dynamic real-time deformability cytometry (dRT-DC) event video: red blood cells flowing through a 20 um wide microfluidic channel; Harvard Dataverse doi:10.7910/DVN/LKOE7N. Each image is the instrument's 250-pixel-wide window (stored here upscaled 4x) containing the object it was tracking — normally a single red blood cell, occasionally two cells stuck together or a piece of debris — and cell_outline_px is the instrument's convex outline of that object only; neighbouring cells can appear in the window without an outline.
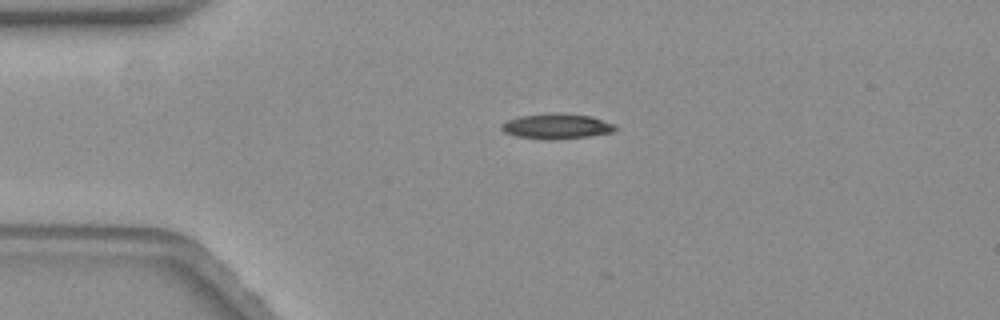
{"species": "common noctule bat (a hibernating species)", "species_latin": "Nyctalus noctula", "temperature_condition": "warm", "stored_images_in_passage": 7, "camera_frame_rate_fps": 3000, "um_per_image_px": 0.085, "animal": {"sex": "female", "body_mass_g": 19.3, "forearm_length_mm": 54.1}, "frame": {"image": 1, "passage_image": 1, "time_ms": 0.0, "image_size_px": [1000, 320], "cell_outline_px": [[616, 128], [612, 132], [588, 136], [516, 136], [504, 132], [500, 128], [500, 124], [508, 120], [520, 116], [552, 112], [556, 112], [592, 116], [612, 124]], "centroid_in_image_um": [47.28, 10.66], "position_along_channel_um": 37.7, "area_um2": 15.61}}